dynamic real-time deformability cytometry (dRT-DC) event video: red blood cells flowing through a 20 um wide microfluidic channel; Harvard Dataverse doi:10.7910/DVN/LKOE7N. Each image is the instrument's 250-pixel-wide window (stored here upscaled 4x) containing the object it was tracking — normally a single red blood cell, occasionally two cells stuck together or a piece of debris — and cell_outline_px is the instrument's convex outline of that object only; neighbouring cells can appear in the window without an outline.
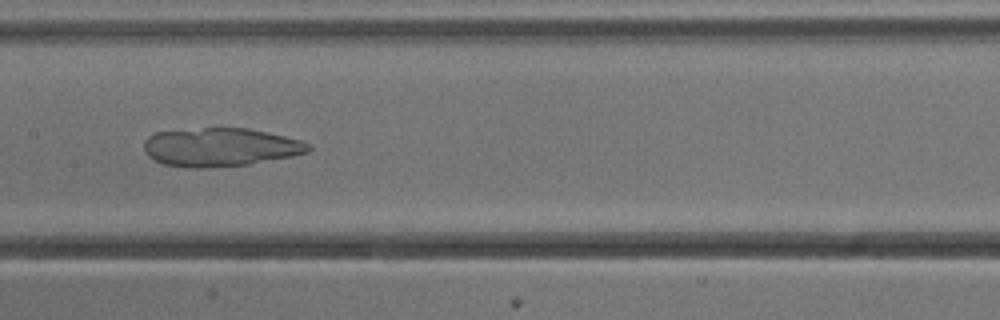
{"species": "common noctule bat (a hibernating species)", "species_latin": "Nyctalus noctula", "temperature_condition": "cold", "stored_images_in_passage": 50, "camera_frame_rate_fps": 3000, "um_per_image_px": 0.085, "animal": {"sex": "male", "body_mass_g": 13.3}, "frame": {"image": 1, "passage_image": 23, "time_ms": 7.333, "image_size_px": [1000, 320], "cell_outline_px": [[312, 148], [308, 152], [292, 156], [248, 164], [204, 168], [192, 168], [164, 164], [148, 156], [144, 152], [144, 140], [148, 136], [156, 132], [204, 128], [248, 128], [268, 132], [300, 140], [312, 144]], "centroid_in_image_um": [18.73, 12.51], "position_along_channel_um": 188.7, "area_um2": 36.82}}
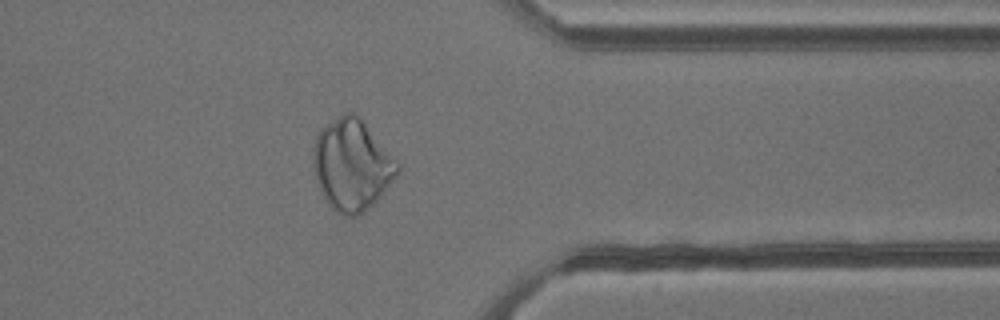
{"frame": {"image": 2, "passage_image": 39, "time_ms": 12.667, "image_size_px": [1000, 320], "cell_outline_px": [[400, 172], [380, 196], [364, 212], [356, 216], [344, 216], [336, 212], [328, 204], [320, 192], [316, 180], [312, 164], [312, 148], [316, 136], [320, 128], [324, 124], [344, 112], [352, 112], [360, 116], [400, 164]], "centroid_in_image_um": [29.88, 13.99], "position_along_channel_um": 381.5, "area_um2": 45.32}}
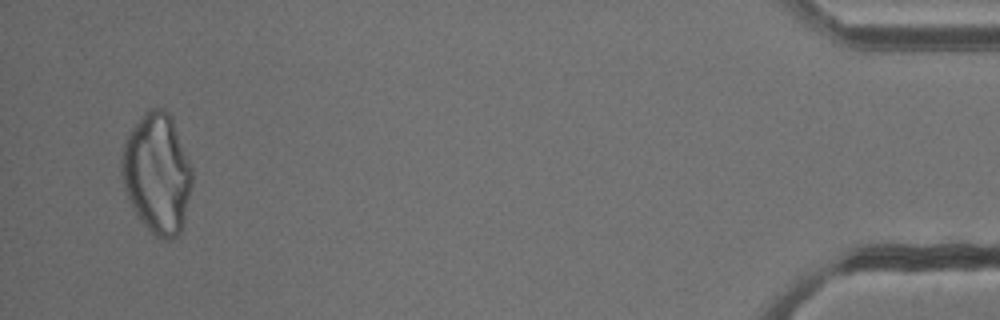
{"frame": {"image": 3, "passage_image": 48, "time_ms": 15.667, "image_size_px": [1000, 320], "cell_outline_px": [[192, 184], [184, 220], [180, 232], [176, 236], [168, 240], [164, 240], [156, 236], [136, 216], [132, 208], [124, 188], [120, 172], [120, 160], [124, 140], [140, 116], [144, 112], [152, 108], [164, 108], [168, 112], [172, 120], [192, 168]], "centroid_in_image_um": [13.32, 14.75], "position_along_channel_um": 421.9, "area_um2": 49.36}}